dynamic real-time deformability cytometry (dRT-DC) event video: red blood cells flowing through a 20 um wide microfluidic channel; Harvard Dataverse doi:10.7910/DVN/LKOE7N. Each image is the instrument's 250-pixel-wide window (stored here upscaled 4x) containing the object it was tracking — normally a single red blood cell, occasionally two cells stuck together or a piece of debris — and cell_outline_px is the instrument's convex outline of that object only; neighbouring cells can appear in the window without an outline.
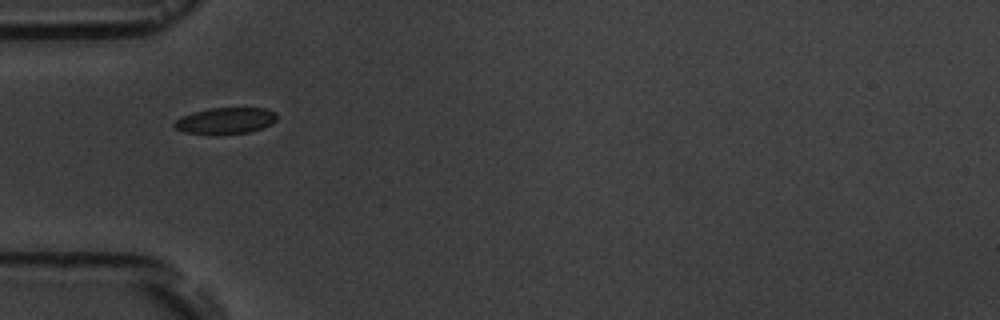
{"species": "common noctule bat (a hibernating species)", "species_latin": "Nyctalus noctula", "temperature_condition": "room temperature", "stored_images_in_passage": 11, "camera_frame_rate_fps": 3000, "um_per_image_px": 0.085, "animal": {"sex": "male", "body_mass_g": 19.5, "forearm_length_mm": 54.6}, "frame": {"image": 1, "passage_image": 1, "time_ms": 0.0, "image_size_px": [1000, 320], "cell_outline_px": [[276, 120], [272, 124], [248, 132], [216, 136], [184, 132], [176, 128], [172, 124], [176, 120], [192, 112], [208, 108], [264, 108], [276, 112]], "centroid_in_image_um": [19.15, 10.28], "position_along_channel_um": 65.8, "area_um2": 15.95}}
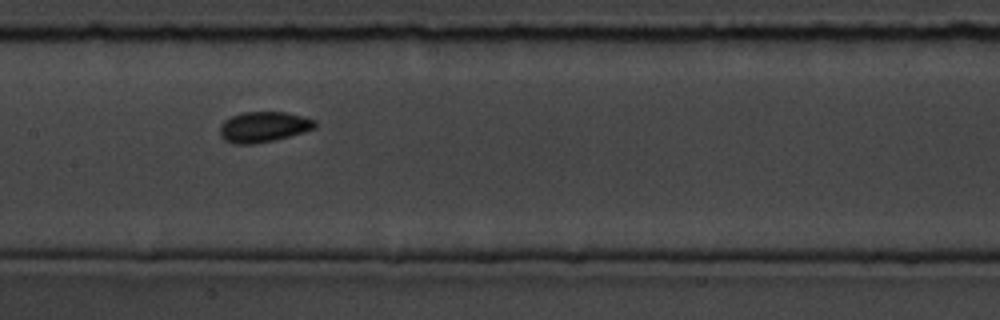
{"frame": {"image": 2, "passage_image": 4, "time_ms": 3.333, "image_size_px": [1000, 320], "cell_outline_px": [[316, 128], [304, 132], [272, 140], [252, 144], [232, 144], [224, 140], [220, 136], [220, 124], [224, 120], [240, 112], [288, 112], [304, 116], [316, 120]], "centroid_in_image_um": [22.39, 10.77], "position_along_channel_um": 185.0, "area_um2": 17.05}}
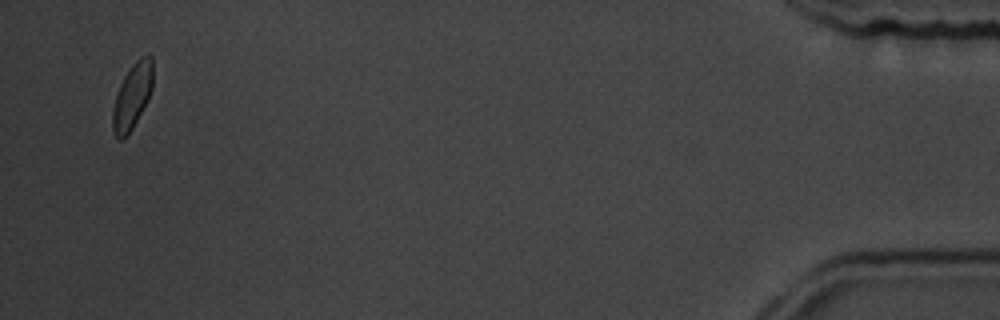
{"frame": {"image": 3, "passage_image": 11, "time_ms": 12.333, "image_size_px": [1000, 320], "cell_outline_px": [[152, 88], [148, 100], [132, 128], [124, 140], [120, 140], [112, 132], [112, 108], [120, 84], [124, 76], [132, 64], [140, 56], [148, 52], [152, 56]], "centroid_in_image_um": [11.24, 8.16], "position_along_channel_um": 424.0, "area_um2": 15.49}, "authors_computed_cell_mechanics": {"area_um2": 15.9528, "velocity_mm_per_s": 3.6015, "shape_relaxation_time_tau1_ms": 1.6028, "shape_relaxation_time_tau2_ms": 1.4045, "deformation_change_tau1": 0.0554, "deformation_change_tau2": 0.0339}}